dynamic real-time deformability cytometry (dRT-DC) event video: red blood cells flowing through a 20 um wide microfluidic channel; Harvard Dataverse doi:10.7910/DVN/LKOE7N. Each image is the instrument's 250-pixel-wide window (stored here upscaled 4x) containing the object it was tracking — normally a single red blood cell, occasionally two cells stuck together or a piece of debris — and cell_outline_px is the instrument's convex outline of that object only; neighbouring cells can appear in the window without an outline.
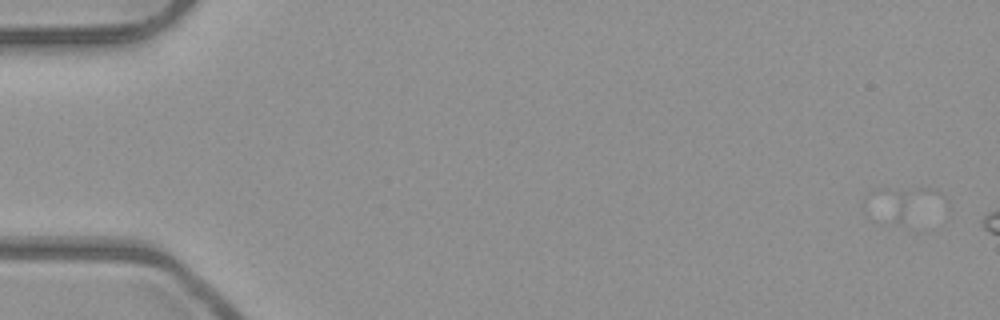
{"species": "common noctule bat (a hibernating species)", "species_latin": "Nyctalus noctula", "temperature_condition": "room temperature", "stored_images_in_passage": 4, "camera_frame_rate_fps": 3000, "um_per_image_px": 0.085, "animal": {"sex": "male", "body_mass_g": 23.1, "forearm_length_mm": 52.7}, "frame": {"image": 1, "passage_image": 1, "time_ms": 0.0, "image_size_px": [1000, 320], "cell_outline_px": [[948, 216], [900, 220], [896, 220], [868, 192], [876, 188], [932, 188], [940, 192], [944, 196], [948, 204]], "centroid_in_image_um": [77.49, 17.22], "position_along_channel_um": 7.5, "area_um2": 14.22}}